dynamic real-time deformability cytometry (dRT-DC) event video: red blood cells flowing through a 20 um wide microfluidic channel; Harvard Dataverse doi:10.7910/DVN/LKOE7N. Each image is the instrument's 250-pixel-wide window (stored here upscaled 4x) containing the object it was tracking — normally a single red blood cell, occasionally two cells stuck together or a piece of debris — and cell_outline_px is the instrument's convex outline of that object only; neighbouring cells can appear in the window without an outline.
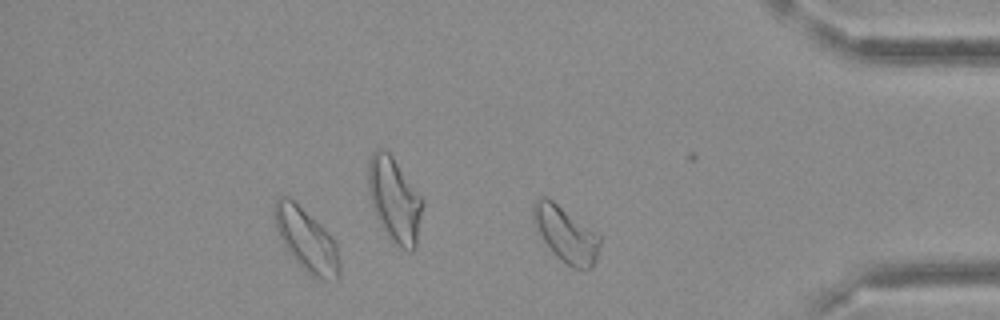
{"species": "Egyptian fruit bat (a non-hibernating species)", "species_latin": "Rousettus aegyptiacus", "temperature_condition": "cold", "stored_images_in_passage": 22, "segment_of_instrument_passage": [2, 2], "camera_frame_rate_fps": 3000, "um_per_image_px": 0.085, "frame": {"image": 1, "passage_image": 22, "time_ms": 7.0, "image_size_px": [1000, 320], "cell_outline_px": [[600, 244], [596, 260], [592, 268], [572, 268], [560, 260], [552, 252], [532, 224], [532, 204], [540, 196], [548, 196], [600, 236]], "centroid_in_image_um": [48.04, 19.89], "position_along_channel_um": 387.2, "area_um2": 21.68}}